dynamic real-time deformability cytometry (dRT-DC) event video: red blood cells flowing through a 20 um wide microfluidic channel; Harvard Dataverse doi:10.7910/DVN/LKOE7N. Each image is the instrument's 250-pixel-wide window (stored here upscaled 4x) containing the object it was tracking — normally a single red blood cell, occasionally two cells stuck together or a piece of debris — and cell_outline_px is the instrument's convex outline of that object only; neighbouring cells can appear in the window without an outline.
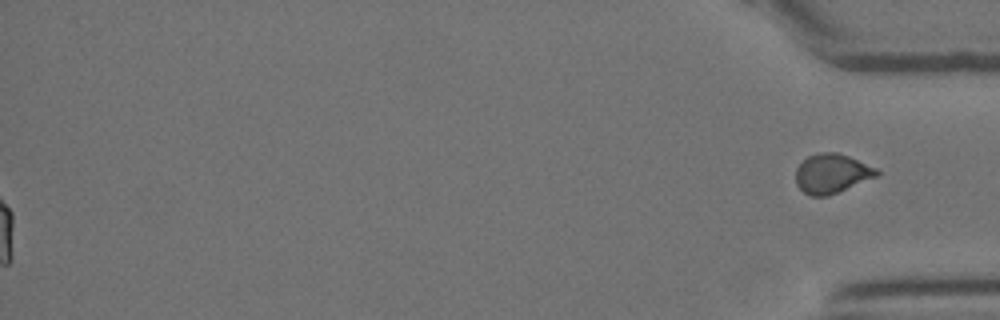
{"species": "Egyptian fruit bat (a non-hibernating species)", "species_latin": "Rousettus aegyptiacus", "temperature_condition": "room temperature", "stored_images_in_passage": 42, "segment_of_instrument_passage": [2, 2], "camera_frame_rate_fps": 3000, "um_per_image_px": 0.085, "animal": {"sex": "female"}, "frame": {"image": 1, "passage_image": 42, "time_ms": 13.667, "image_size_px": [1000, 320], "cell_outline_px": [[880, 172], [876, 176], [828, 196], [812, 196], [804, 192], [796, 184], [796, 168], [808, 156], [816, 152], [836, 152], [848, 156], [876, 168]], "centroid_in_image_um": [70.67, 14.74], "position_along_channel_um": 364.5, "area_um2": 18.32}}